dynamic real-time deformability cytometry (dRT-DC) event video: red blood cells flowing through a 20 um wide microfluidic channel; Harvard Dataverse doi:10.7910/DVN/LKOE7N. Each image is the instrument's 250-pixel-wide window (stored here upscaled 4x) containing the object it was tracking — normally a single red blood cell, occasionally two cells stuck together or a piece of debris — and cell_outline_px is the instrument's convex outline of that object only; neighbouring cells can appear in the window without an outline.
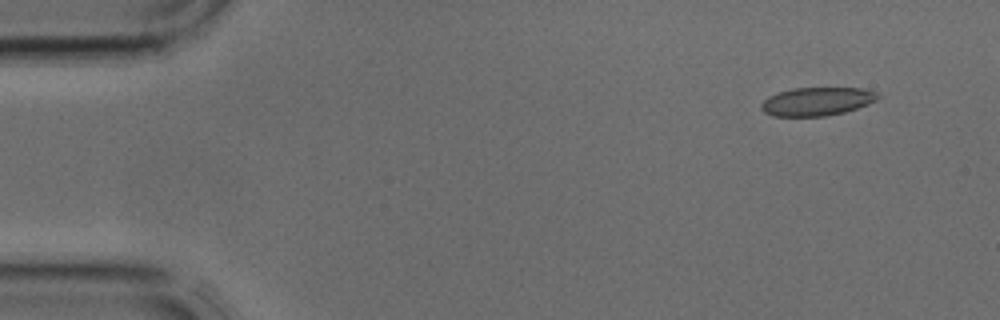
{"species": "common noctule bat (a hibernating species)", "species_latin": "Nyctalus noctula", "temperature_condition": "cold", "stored_images_in_passage": 2, "camera_frame_rate_fps": 3000, "um_per_image_px": 0.085, "animal": {"sex": "male", "body_mass_g": 17.9, "forearm_length_mm": 54.2}, "frame": {"image": 1, "passage_image": 2, "time_ms": 0.333, "image_size_px": [1000, 320], "cell_outline_px": [[880, 96], [876, 100], [868, 104], [844, 112], [824, 116], [772, 116], [764, 112], [760, 108], [760, 104], [768, 96], [776, 92], [792, 88], [864, 88], [876, 92]], "centroid_in_image_um": [69.4, 8.62], "position_along_channel_um": 15.6, "area_um2": 19.36}}